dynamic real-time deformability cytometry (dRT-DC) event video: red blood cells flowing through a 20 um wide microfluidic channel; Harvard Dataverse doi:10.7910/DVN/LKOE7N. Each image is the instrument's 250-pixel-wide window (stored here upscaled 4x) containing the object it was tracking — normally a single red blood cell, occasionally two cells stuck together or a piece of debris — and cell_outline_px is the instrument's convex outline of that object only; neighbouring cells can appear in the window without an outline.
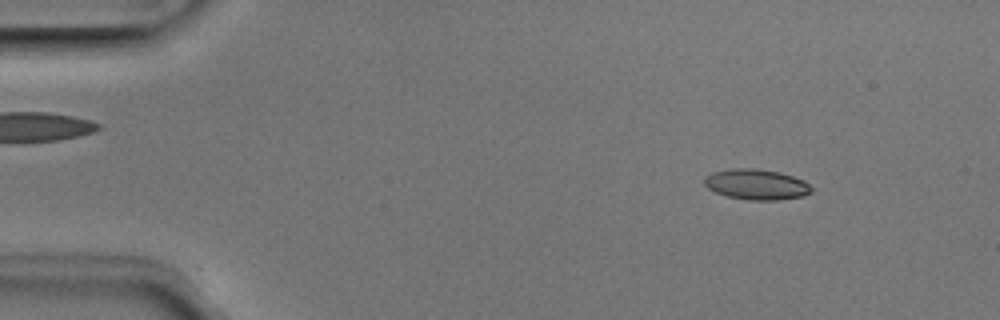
{"species": "Egyptian fruit bat (a non-hibernating species)", "species_latin": "Rousettus aegyptiacus", "temperature_condition": "room temperature", "stored_images_in_passage": 6, "camera_frame_rate_fps": 3000, "um_per_image_px": 0.085, "animal": {"sex": "male"}, "frame": {"image": 1, "passage_image": 1, "time_ms": 0.0, "image_size_px": [1000, 320], "cell_outline_px": [[812, 192], [804, 196], [780, 200], [748, 200], [728, 196], [716, 192], [708, 188], [704, 184], [704, 176], [712, 172], [732, 168], [752, 168], [780, 172], [804, 180], [812, 188]], "centroid_in_image_um": [64.3, 15.67], "position_along_channel_um": 20.7, "area_um2": 19.13}}
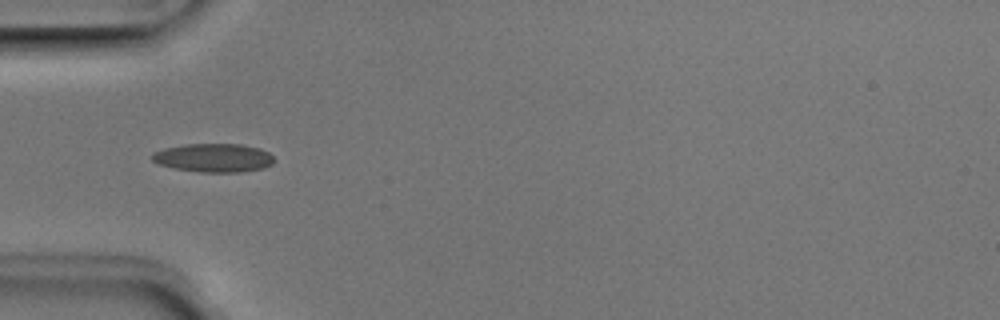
{"frame": {"image": 2, "passage_image": 4, "time_ms": 1.0, "image_size_px": [1000, 320], "cell_outline_px": [[272, 164], [264, 168], [240, 172], [200, 172], [172, 168], [160, 164], [152, 160], [152, 152], [164, 148], [184, 144], [240, 144], [260, 148], [268, 152], [272, 156]], "centroid_in_image_um": [18.14, 13.41], "position_along_channel_um": 66.9, "area_um2": 20.35}}
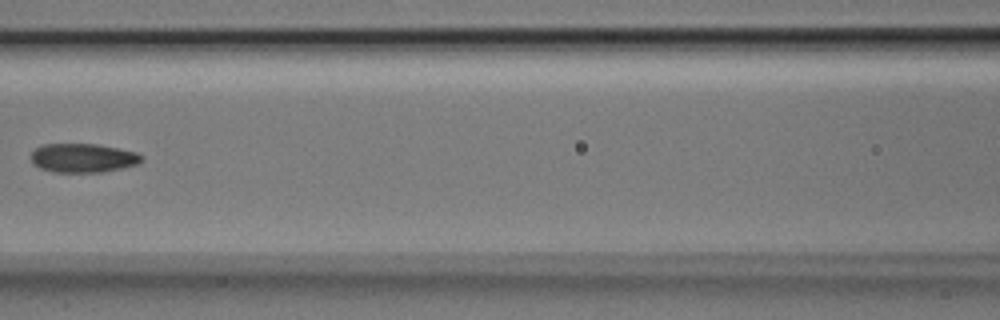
{"frame": {"image": 3, "passage_image": 6, "time_ms": 1.667, "image_size_px": [1000, 320], "cell_outline_px": [[144, 156], [136, 164], [104, 172], [52, 172], [40, 168], [32, 164], [32, 152], [40, 144], [96, 144], [120, 148], [136, 152]], "centroid_in_image_um": [7.03, 13.42], "position_along_channel_um": 159.6, "area_um2": 18.67}}